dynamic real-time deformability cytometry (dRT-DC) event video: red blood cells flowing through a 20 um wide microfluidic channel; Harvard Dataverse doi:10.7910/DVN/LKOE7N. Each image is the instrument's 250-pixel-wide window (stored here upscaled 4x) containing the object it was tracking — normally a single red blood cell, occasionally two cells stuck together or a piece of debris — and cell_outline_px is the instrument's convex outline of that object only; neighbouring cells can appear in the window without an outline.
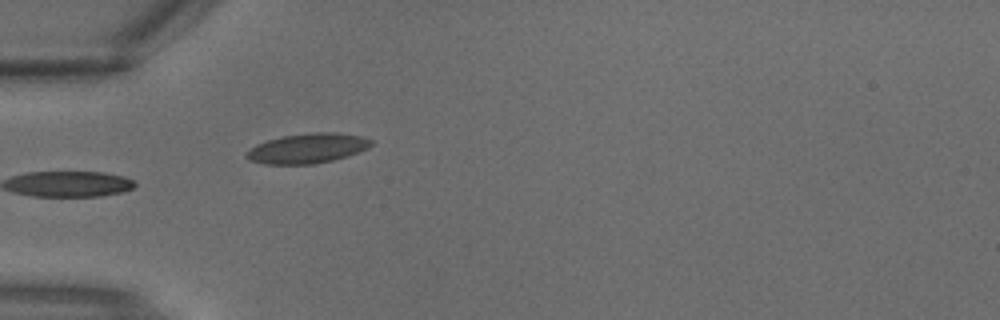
{"species": "common noctule bat (a hibernating species)", "species_latin": "Nyctalus noctula", "temperature_condition": "warm", "stored_images_in_passage": 3, "camera_frame_rate_fps": 3000, "um_per_image_px": 0.085, "animal": {"sex": "male", "body_mass_g": 18.8}, "frame": {"image": 1, "passage_image": 3, "time_ms": 0.667, "image_size_px": [1000, 320], "cell_outline_px": [[372, 144], [368, 148], [348, 156], [332, 160], [312, 164], [264, 164], [248, 160], [244, 156], [256, 144], [268, 140], [284, 136], [316, 132], [336, 132], [364, 136], [372, 140]], "centroid_in_image_um": [26.16, 12.61], "position_along_channel_um": 58.8, "area_um2": 21.62}}